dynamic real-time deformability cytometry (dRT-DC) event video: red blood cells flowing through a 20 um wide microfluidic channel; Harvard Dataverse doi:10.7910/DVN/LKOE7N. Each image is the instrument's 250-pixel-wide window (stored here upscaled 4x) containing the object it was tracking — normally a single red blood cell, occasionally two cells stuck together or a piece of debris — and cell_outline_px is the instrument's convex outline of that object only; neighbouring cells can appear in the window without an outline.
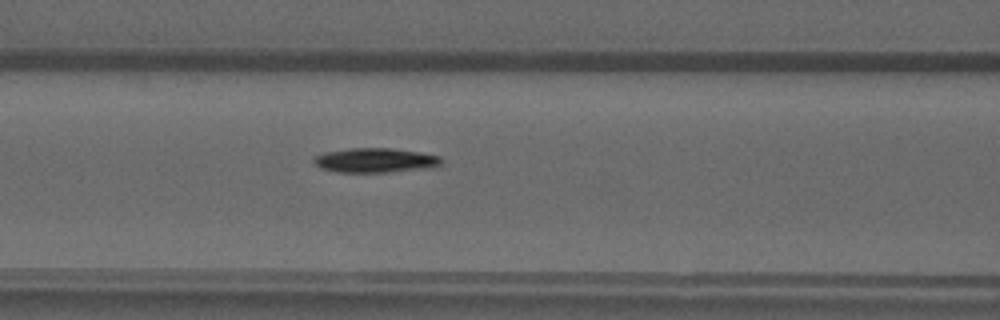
{"species": "common noctule bat (a hibernating species)", "species_latin": "Nyctalus noctula", "temperature_condition": "warm", "stored_images_in_passage": 42, "segment_of_instrument_passage": [1, 2], "camera_frame_rate_fps": 3000, "um_per_image_px": 0.085, "animal": {"sex": "male", "forearm_length_mm": 52.5}, "frame": {"image": 1, "passage_image": 13, "time_ms": 4.0, "image_size_px": [1000, 320], "cell_outline_px": [[440, 164], [432, 168], [388, 172], [336, 172], [320, 168], [312, 160], [316, 156], [324, 152], [348, 148], [388, 148], [420, 152], [440, 156]], "centroid_in_image_um": [31.88, 13.63], "position_along_channel_um": 134.7, "area_um2": 18.21}}
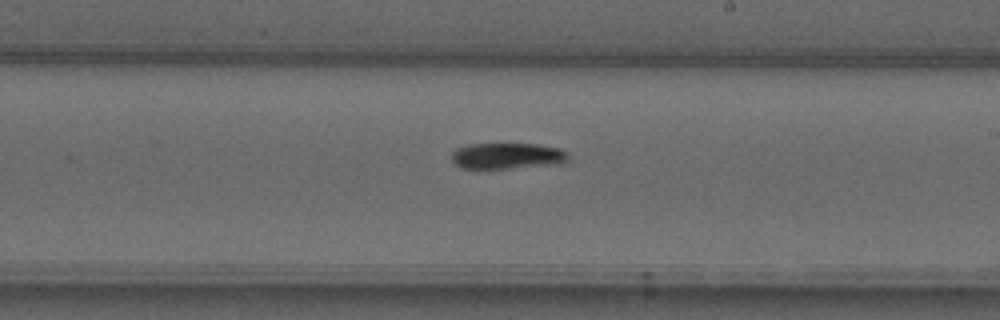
{"frame": {"image": 2, "passage_image": 21, "time_ms": 6.667, "image_size_px": [1000, 320], "cell_outline_px": [[568, 160], [564, 164], [508, 168], [464, 168], [456, 164], [452, 160], [452, 152], [456, 148], [468, 144], [536, 144], [560, 148], [568, 152]], "centroid_in_image_um": [43.17, 13.25], "position_along_channel_um": 245.8, "area_um2": 17.8}}
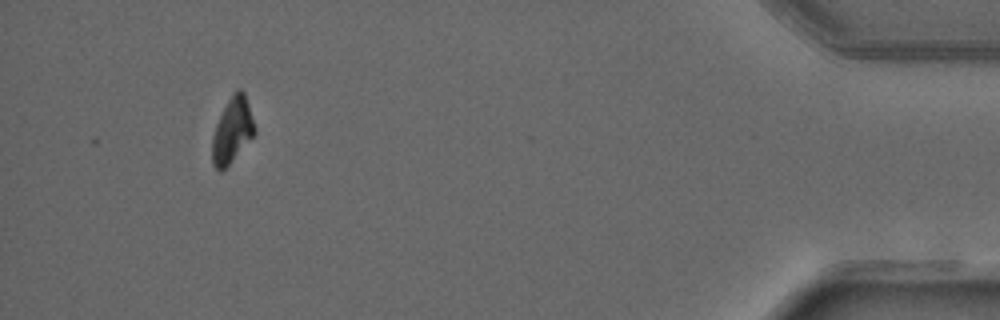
{"frame": {"image": 3, "passage_image": 38, "time_ms": 12.333, "image_size_px": [1000, 320], "cell_outline_px": [[256, 132], [228, 164], [224, 168], [216, 168], [212, 164], [212, 136], [216, 124], [232, 92], [236, 88], [240, 88], [244, 92], [256, 128]], "centroid_in_image_um": [19.74, 11.02], "position_along_channel_um": 415.5, "area_um2": 15.72}}